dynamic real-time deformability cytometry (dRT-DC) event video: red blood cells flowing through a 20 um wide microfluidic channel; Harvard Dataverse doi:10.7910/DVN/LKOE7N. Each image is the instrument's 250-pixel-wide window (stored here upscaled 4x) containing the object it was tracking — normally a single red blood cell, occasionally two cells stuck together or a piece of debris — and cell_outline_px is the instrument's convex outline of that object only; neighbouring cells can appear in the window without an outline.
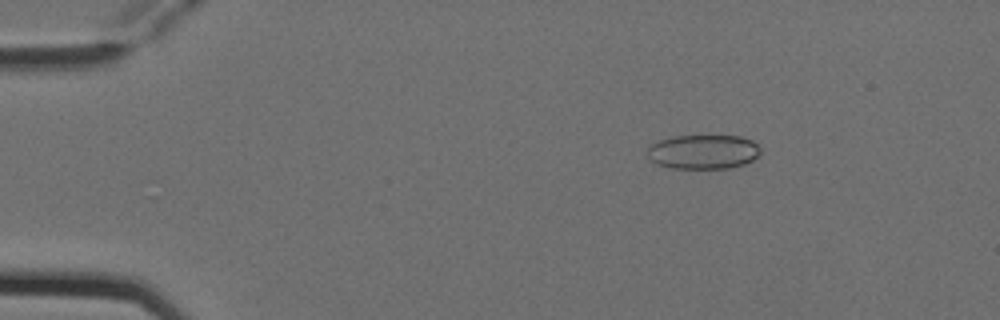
{"species": "Egyptian fruit bat (a non-hibernating species)", "species_latin": "Rousettus aegyptiacus", "temperature_condition": "cold", "stored_images_in_passage": 5, "camera_frame_rate_fps": 3000, "um_per_image_px": 0.085, "animal": {"sex": "female"}, "frame": {"image": 1, "passage_image": 3, "time_ms": 0.667, "image_size_px": [1000, 320], "cell_outline_px": [[760, 152], [752, 160], [744, 164], [728, 168], [672, 168], [656, 164], [644, 152], [652, 144], [660, 140], [676, 136], [740, 136], [752, 140], [760, 148]], "centroid_in_image_um": [59.75, 12.9], "position_along_channel_um": 25.2, "area_um2": 22.54}}